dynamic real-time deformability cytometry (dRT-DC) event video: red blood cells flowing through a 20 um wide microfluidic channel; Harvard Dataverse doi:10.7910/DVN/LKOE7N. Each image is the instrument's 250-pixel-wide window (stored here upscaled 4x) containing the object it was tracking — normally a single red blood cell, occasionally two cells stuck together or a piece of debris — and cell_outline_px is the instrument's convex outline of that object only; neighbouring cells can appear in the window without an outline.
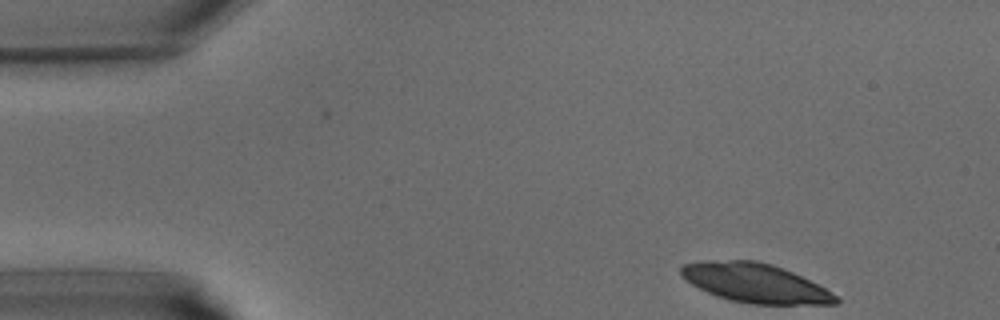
{"species": "common noctule bat (a hibernating species)", "species_latin": "Nyctalus noctula", "temperature_condition": "warm", "stored_images_in_passage": 2, "camera_frame_rate_fps": 3000, "um_per_image_px": 0.085, "animal": {"sex": "male", "body_mass_g": 15.6}, "frame": {"image": 1, "passage_image": 2, "time_ms": 0.333, "image_size_px": [1000, 320], "cell_outline_px": [[840, 300], [836, 304], [752, 304], [732, 300], [716, 296], [692, 284], [680, 276], [680, 268], [684, 264], [704, 260], [756, 260], [772, 264], [784, 268], [840, 296]], "centroid_in_image_um": [64.19, 24.05], "position_along_channel_um": 20.8, "area_um2": 35.2}}